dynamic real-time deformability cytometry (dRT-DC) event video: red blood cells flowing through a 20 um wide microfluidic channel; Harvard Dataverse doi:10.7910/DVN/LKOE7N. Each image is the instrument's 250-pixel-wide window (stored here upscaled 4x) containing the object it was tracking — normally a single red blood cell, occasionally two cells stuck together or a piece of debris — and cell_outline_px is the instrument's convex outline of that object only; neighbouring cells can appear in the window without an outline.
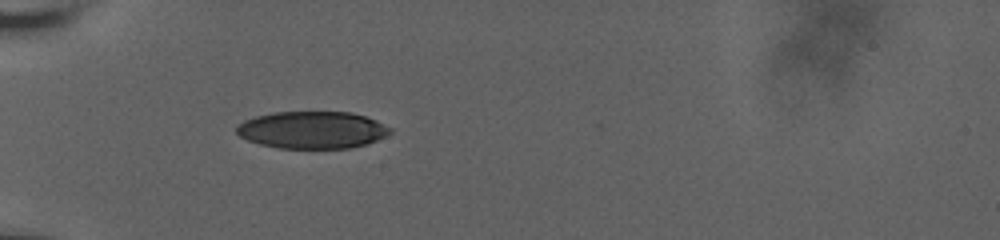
{"species": "human", "species_latin": "Homo sapiens", "temperature_condition": "room temperature", "stored_images_in_passage": 67, "camera_frame_rate_fps": 3000, "um_per_image_px": 0.085, "donor": {"sex": "male"}, "frame": {"image": 1, "passage_image": 1, "time_ms": 0.0, "image_size_px": [1000, 240], "cell_outline_px": [[392, 132], [368, 144], [348, 148], [280, 148], [260, 144], [248, 140], [240, 136], [236, 132], [236, 124], [244, 120], [256, 116], [276, 112], [352, 112], [376, 120], [392, 128]], "centroid_in_image_um": [26.54, 11.04], "position_along_channel_um": 58.5, "area_um2": 33.29}}
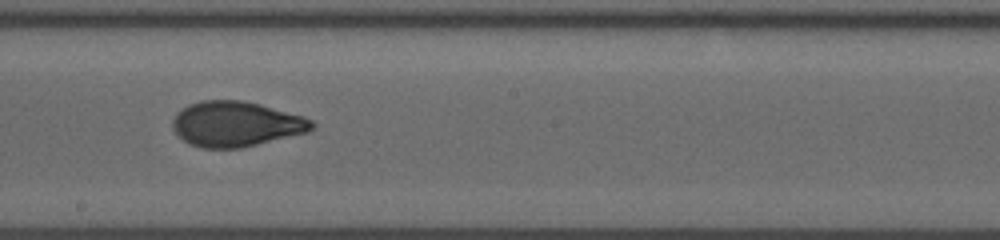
{"frame": {"image": 2, "passage_image": 29, "time_ms": 5.0, "image_size_px": [1000, 240], "cell_outline_px": [[316, 124], [308, 132], [240, 148], [204, 148], [192, 144], [184, 140], [172, 128], [172, 120], [176, 112], [188, 104], [200, 100], [240, 100], [260, 104], [304, 116], [312, 120]], "centroid_in_image_um": [20.05, 10.52], "position_along_channel_um": 228.1, "area_um2": 36.65}}
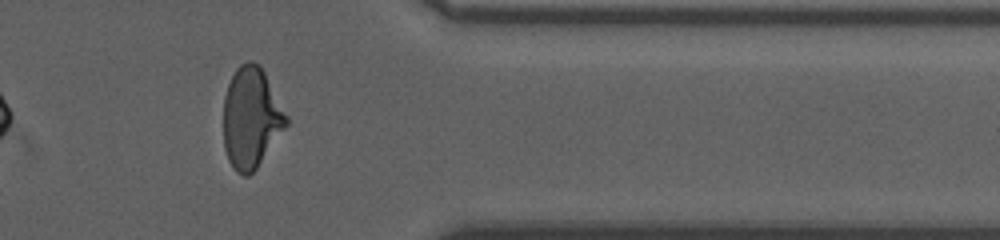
{"frame": {"image": 3, "passage_image": 57, "time_ms": 9.667, "image_size_px": [1000, 240], "cell_outline_px": [[288, 124], [256, 168], [248, 176], [244, 176], [236, 172], [228, 160], [224, 148], [224, 96], [228, 84], [236, 68], [240, 64], [248, 60], [252, 60], [260, 64], [288, 116]], "centroid_in_image_um": [21.34, 9.99], "position_along_channel_um": 390.1, "area_um2": 36.88}, "authors_computed_cell_mechanics": {"area_um2": 36.125, "velocity_mm_per_s": 3.6735, "shape_relaxation_time_tau1_ms": 6.199, "shape_relaxation_time_tau2_ms": 0.8028, "deformation_change_tau1": 0.201, "deformation_change_tau2": 0.0559}}